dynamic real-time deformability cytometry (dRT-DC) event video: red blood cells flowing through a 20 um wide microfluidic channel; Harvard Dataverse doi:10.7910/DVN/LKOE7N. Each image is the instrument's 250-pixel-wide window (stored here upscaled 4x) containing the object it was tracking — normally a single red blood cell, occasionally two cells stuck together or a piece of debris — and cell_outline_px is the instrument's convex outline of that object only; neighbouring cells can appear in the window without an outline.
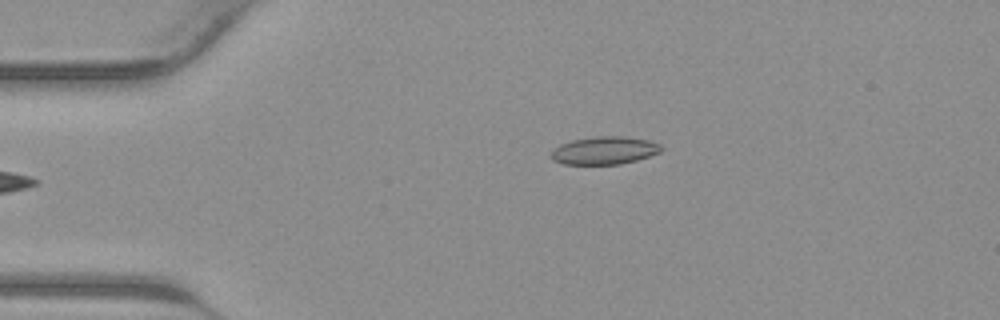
{"species": "common noctule bat (a hibernating species)", "species_latin": "Nyctalus noctula", "temperature_condition": "warm", "stored_images_in_passage": 29, "camera_frame_rate_fps": 3000, "um_per_image_px": 0.085, "animal": {"sex": "male", "body_mass_g": 23.1, "forearm_length_mm": 52.7}, "frame": {"image": 1, "passage_image": 1, "time_ms": 0.0, "image_size_px": [1000, 320], "cell_outline_px": [[664, 148], [660, 152], [636, 160], [620, 164], [564, 164], [552, 160], [548, 156], [560, 144], [572, 140], [596, 136], [624, 136], [648, 140], [660, 144]], "centroid_in_image_um": [51.37, 12.79], "position_along_channel_um": 33.6, "area_um2": 17.86}}
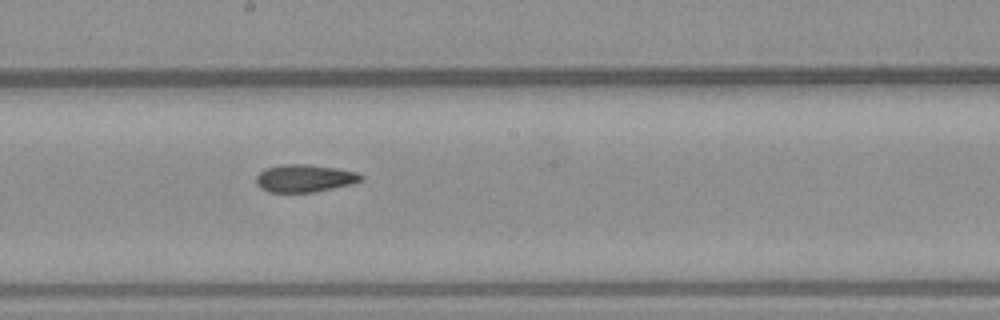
{"frame": {"image": 2, "passage_image": 15, "time_ms": 4.667, "image_size_px": [1000, 320], "cell_outline_px": [[364, 180], [352, 184], [312, 192], [268, 192], [260, 188], [256, 184], [256, 176], [260, 172], [268, 168], [284, 164], [308, 164], [336, 168], [356, 172], [364, 176]], "centroid_in_image_um": [25.9, 15.15], "position_along_channel_um": 222.3, "area_um2": 16.82}}
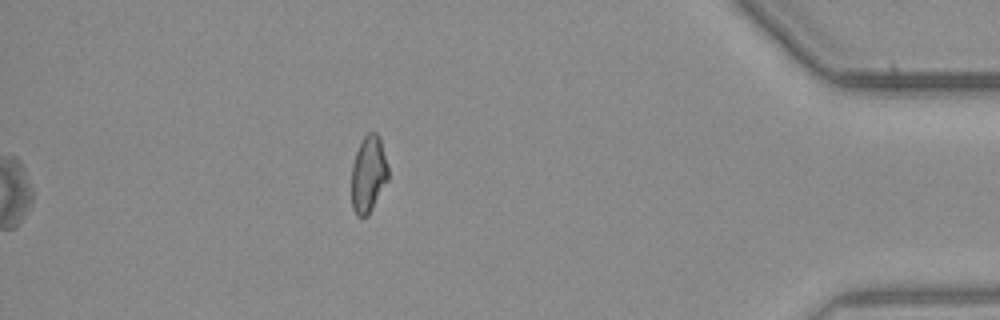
{"frame": {"image": 3, "passage_image": 29, "time_ms": 9.333, "image_size_px": [1000, 320], "cell_outline_px": [[388, 180], [368, 216], [356, 216], [352, 208], [352, 164], [356, 152], [364, 136], [368, 132], [376, 132], [380, 136], [388, 168]], "centroid_in_image_um": [31.32, 14.8], "position_along_channel_um": 403.9, "area_um2": 16.42}}